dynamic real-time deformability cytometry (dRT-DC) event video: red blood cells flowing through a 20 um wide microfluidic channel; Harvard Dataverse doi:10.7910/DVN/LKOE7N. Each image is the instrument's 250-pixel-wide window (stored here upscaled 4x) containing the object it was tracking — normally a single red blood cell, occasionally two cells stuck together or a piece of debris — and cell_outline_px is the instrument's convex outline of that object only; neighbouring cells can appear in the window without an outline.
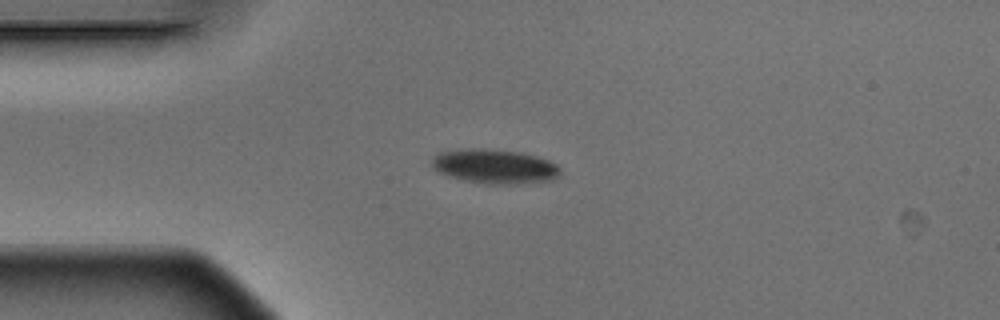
{"species": "Egyptian fruit bat (a non-hibernating species)", "species_latin": "Rousettus aegyptiacus", "temperature_condition": "warm", "stored_images_in_passage": 3, "camera_frame_rate_fps": 3000, "um_per_image_px": 0.085, "animal": {"sex": "male"}, "frame": {"image": 1, "passage_image": 3, "time_ms": 0.667, "image_size_px": [1000, 320], "cell_outline_px": [[560, 176], [552, 180], [516, 184], [484, 184], [464, 180], [448, 176], [436, 172], [432, 168], [432, 156], [440, 152], [472, 148], [480, 148], [520, 152], [536, 156], [548, 160], [556, 164], [560, 168]], "centroid_in_image_um": [42.03, 14.15], "position_along_channel_um": 43.0, "area_um2": 25.89}}